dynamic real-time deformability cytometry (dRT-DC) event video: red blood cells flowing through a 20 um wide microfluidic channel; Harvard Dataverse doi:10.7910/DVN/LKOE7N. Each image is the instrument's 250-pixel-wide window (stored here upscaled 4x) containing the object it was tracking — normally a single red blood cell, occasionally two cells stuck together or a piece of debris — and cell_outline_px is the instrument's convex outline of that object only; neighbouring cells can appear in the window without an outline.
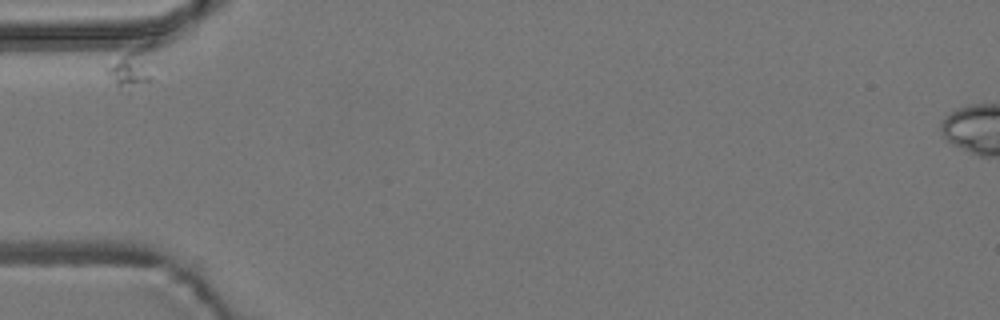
{"species": "common noctule bat (a hibernating species)", "species_latin": "Nyctalus noctula", "temperature_condition": "room temperature", "stored_images_in_passage": 2, "camera_frame_rate_fps": 3000, "um_per_image_px": 0.085, "animal": {"sex": "male", "body_mass_g": 19.2, "forearm_length_mm": 51.8}, "frame": {"image": 1, "passage_image": 1, "time_ms": 0.0, "image_size_px": [1000, 320], "cell_outline_px": [[156, 40], [152, 76], [148, 80], [120, 88], [116, 84], [104, 68], [128, 52], [148, 40], [156, 36]], "centroid_in_image_um": [11.38, 5.54], "position_along_channel_um": 73.6, "area_um2": 10.75}}